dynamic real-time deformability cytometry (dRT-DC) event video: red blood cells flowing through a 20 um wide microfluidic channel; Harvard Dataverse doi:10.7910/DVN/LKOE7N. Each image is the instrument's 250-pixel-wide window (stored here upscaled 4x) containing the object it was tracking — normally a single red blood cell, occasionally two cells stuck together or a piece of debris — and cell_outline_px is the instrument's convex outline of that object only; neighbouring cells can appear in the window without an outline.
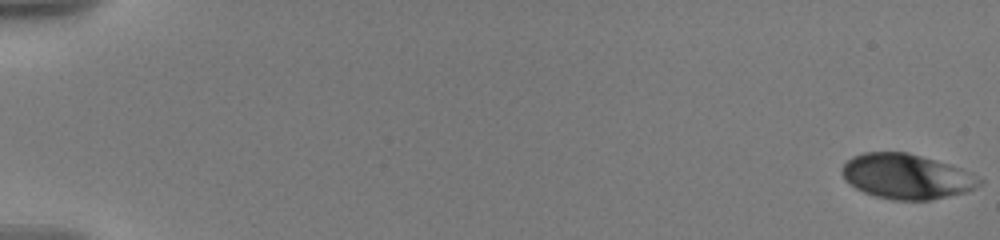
{"species": "human", "species_latin": "Homo sapiens", "temperature_condition": "warm", "stored_images_in_passage": 35, "camera_frame_rate_fps": 3000, "um_per_image_px": 0.085, "donor": {"sex": "male"}, "frame": {"image": 1, "passage_image": 1, "time_ms": 0.0, "image_size_px": [1000, 240], "cell_outline_px": [[984, 180], [976, 188], [964, 192], [932, 200], [892, 200], [876, 196], [864, 192], [856, 188], [844, 180], [840, 172], [840, 168], [852, 156], [864, 152], [908, 152], [948, 164], [972, 172]], "centroid_in_image_um": [77.04, 15.0], "position_along_channel_um": 8.0, "area_um2": 36.18}}
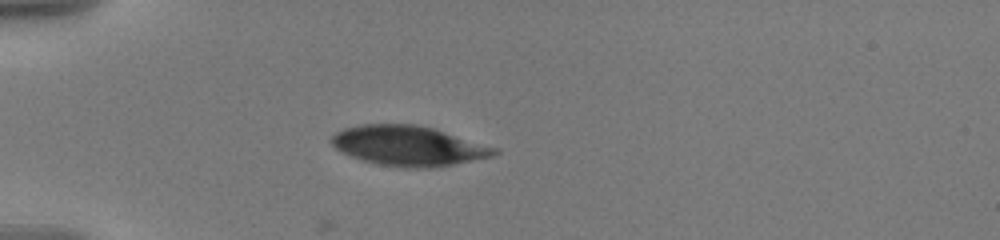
{"frame": {"image": 2, "passage_image": 28, "time_ms": 5.667, "image_size_px": [1000, 240], "cell_outline_px": [[500, 152], [492, 156], [432, 168], [400, 168], [376, 164], [352, 156], [336, 148], [332, 144], [332, 136], [336, 132], [344, 128], [360, 124], [416, 124], [432, 128], [500, 148]], "centroid_in_image_um": [34.74, 12.39], "position_along_channel_um": 50.3, "area_um2": 37.8}}
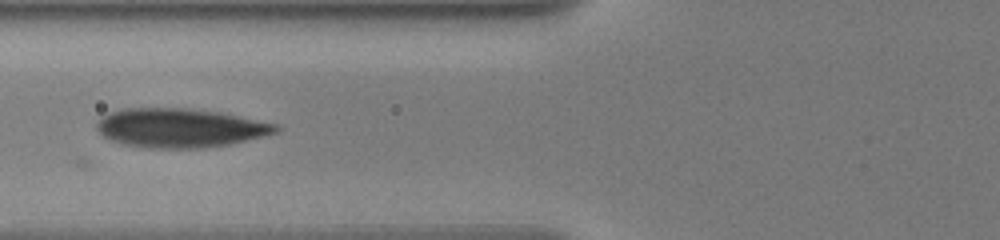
{"frame": {"image": 3, "passage_image": 34, "time_ms": 8.0, "image_size_px": [1000, 240], "cell_outline_px": [[280, 128], [276, 132], [228, 144], [204, 148], [148, 148], [124, 144], [112, 140], [104, 136], [96, 128], [96, 124], [100, 116], [108, 112], [120, 108], [188, 108], [220, 112], [276, 124]], "centroid_in_image_um": [15.22, 10.86], "position_along_channel_um": 110.6, "area_um2": 40.58}}